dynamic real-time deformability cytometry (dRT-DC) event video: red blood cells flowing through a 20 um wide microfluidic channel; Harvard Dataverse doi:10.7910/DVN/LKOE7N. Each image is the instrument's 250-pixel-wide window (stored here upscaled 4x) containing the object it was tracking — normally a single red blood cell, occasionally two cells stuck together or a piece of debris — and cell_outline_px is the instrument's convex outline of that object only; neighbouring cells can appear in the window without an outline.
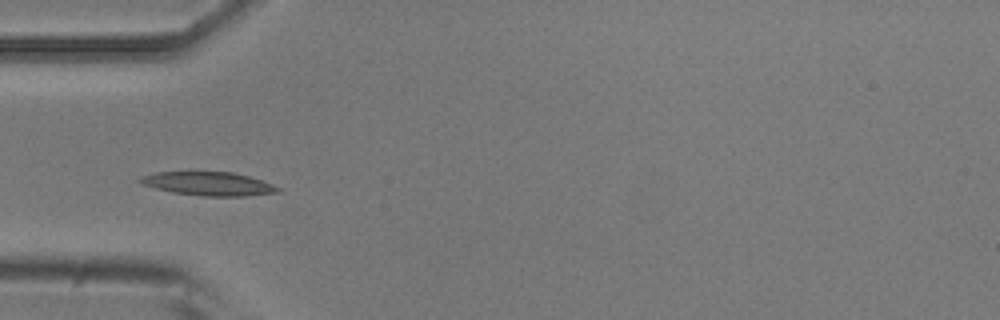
{"species": "common noctule bat (a hibernating species)", "species_latin": "Nyctalus noctula", "temperature_condition": "room temperature", "stored_images_in_passage": 3, "camera_frame_rate_fps": 3000, "um_per_image_px": 0.085, "animal": {"sex": "male", "body_mass_g": 20.5, "forearm_length_mm": 52.5}, "frame": {"image": 1, "passage_image": 3, "time_ms": 3.333, "image_size_px": [1000, 320], "cell_outline_px": [[280, 192], [244, 196], [204, 196], [172, 192], [140, 184], [136, 180], [140, 176], [156, 172], [232, 172], [248, 176], [272, 184], [280, 188]], "centroid_in_image_um": [17.67, 15.62], "position_along_channel_um": 67.3, "area_um2": 18.9}}